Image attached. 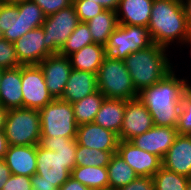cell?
<instances>
[{
  "instance_id": "cell-48",
  "label": "cell",
  "mask_w": 191,
  "mask_h": 190,
  "mask_svg": "<svg viewBox=\"0 0 191 190\" xmlns=\"http://www.w3.org/2000/svg\"><path fill=\"white\" fill-rule=\"evenodd\" d=\"M183 44H185V45L188 44L191 46V36Z\"/></svg>"
},
{
  "instance_id": "cell-50",
  "label": "cell",
  "mask_w": 191,
  "mask_h": 190,
  "mask_svg": "<svg viewBox=\"0 0 191 190\" xmlns=\"http://www.w3.org/2000/svg\"><path fill=\"white\" fill-rule=\"evenodd\" d=\"M2 74H3V69L0 68V83H1V79H2Z\"/></svg>"
},
{
  "instance_id": "cell-27",
  "label": "cell",
  "mask_w": 191,
  "mask_h": 190,
  "mask_svg": "<svg viewBox=\"0 0 191 190\" xmlns=\"http://www.w3.org/2000/svg\"><path fill=\"white\" fill-rule=\"evenodd\" d=\"M104 99L105 97L103 94L97 90L93 94L72 103L76 124L81 125L93 122L95 116L101 108Z\"/></svg>"
},
{
  "instance_id": "cell-19",
  "label": "cell",
  "mask_w": 191,
  "mask_h": 190,
  "mask_svg": "<svg viewBox=\"0 0 191 190\" xmlns=\"http://www.w3.org/2000/svg\"><path fill=\"white\" fill-rule=\"evenodd\" d=\"M97 90L96 74L72 68L61 100L72 104L93 94Z\"/></svg>"
},
{
  "instance_id": "cell-20",
  "label": "cell",
  "mask_w": 191,
  "mask_h": 190,
  "mask_svg": "<svg viewBox=\"0 0 191 190\" xmlns=\"http://www.w3.org/2000/svg\"><path fill=\"white\" fill-rule=\"evenodd\" d=\"M152 6L153 0H120L116 10L118 24L148 27Z\"/></svg>"
},
{
  "instance_id": "cell-12",
  "label": "cell",
  "mask_w": 191,
  "mask_h": 190,
  "mask_svg": "<svg viewBox=\"0 0 191 190\" xmlns=\"http://www.w3.org/2000/svg\"><path fill=\"white\" fill-rule=\"evenodd\" d=\"M38 65L43 70L50 95L53 99H61L72 69L69 57L51 54Z\"/></svg>"
},
{
  "instance_id": "cell-4",
  "label": "cell",
  "mask_w": 191,
  "mask_h": 190,
  "mask_svg": "<svg viewBox=\"0 0 191 190\" xmlns=\"http://www.w3.org/2000/svg\"><path fill=\"white\" fill-rule=\"evenodd\" d=\"M165 47L152 44L150 47L131 53L124 59L137 93L158 83L172 71Z\"/></svg>"
},
{
  "instance_id": "cell-31",
  "label": "cell",
  "mask_w": 191,
  "mask_h": 190,
  "mask_svg": "<svg viewBox=\"0 0 191 190\" xmlns=\"http://www.w3.org/2000/svg\"><path fill=\"white\" fill-rule=\"evenodd\" d=\"M16 5L18 7V16H21L25 24H30L34 29L42 27L46 16L35 2L27 0Z\"/></svg>"
},
{
  "instance_id": "cell-6",
  "label": "cell",
  "mask_w": 191,
  "mask_h": 190,
  "mask_svg": "<svg viewBox=\"0 0 191 190\" xmlns=\"http://www.w3.org/2000/svg\"><path fill=\"white\" fill-rule=\"evenodd\" d=\"M8 145H38L41 142L40 113L37 109H9L4 124Z\"/></svg>"
},
{
  "instance_id": "cell-23",
  "label": "cell",
  "mask_w": 191,
  "mask_h": 190,
  "mask_svg": "<svg viewBox=\"0 0 191 190\" xmlns=\"http://www.w3.org/2000/svg\"><path fill=\"white\" fill-rule=\"evenodd\" d=\"M106 56L104 46L93 43L71 54L69 59L73 69L88 71L97 75Z\"/></svg>"
},
{
  "instance_id": "cell-41",
  "label": "cell",
  "mask_w": 191,
  "mask_h": 190,
  "mask_svg": "<svg viewBox=\"0 0 191 190\" xmlns=\"http://www.w3.org/2000/svg\"><path fill=\"white\" fill-rule=\"evenodd\" d=\"M11 175V171L6 165L5 160L0 159V190H2L4 184Z\"/></svg>"
},
{
  "instance_id": "cell-7",
  "label": "cell",
  "mask_w": 191,
  "mask_h": 190,
  "mask_svg": "<svg viewBox=\"0 0 191 190\" xmlns=\"http://www.w3.org/2000/svg\"><path fill=\"white\" fill-rule=\"evenodd\" d=\"M39 113L41 137H77L78 125L70 102L53 99Z\"/></svg>"
},
{
  "instance_id": "cell-46",
  "label": "cell",
  "mask_w": 191,
  "mask_h": 190,
  "mask_svg": "<svg viewBox=\"0 0 191 190\" xmlns=\"http://www.w3.org/2000/svg\"><path fill=\"white\" fill-rule=\"evenodd\" d=\"M24 1H27V0H1V3L16 5V4L24 2Z\"/></svg>"
},
{
  "instance_id": "cell-28",
  "label": "cell",
  "mask_w": 191,
  "mask_h": 190,
  "mask_svg": "<svg viewBox=\"0 0 191 190\" xmlns=\"http://www.w3.org/2000/svg\"><path fill=\"white\" fill-rule=\"evenodd\" d=\"M114 153H116V151H103L94 148L90 149L77 143L75 165L107 167Z\"/></svg>"
},
{
  "instance_id": "cell-42",
  "label": "cell",
  "mask_w": 191,
  "mask_h": 190,
  "mask_svg": "<svg viewBox=\"0 0 191 190\" xmlns=\"http://www.w3.org/2000/svg\"><path fill=\"white\" fill-rule=\"evenodd\" d=\"M87 2L97 3L104 9L116 11L118 9L120 0H87Z\"/></svg>"
},
{
  "instance_id": "cell-40",
  "label": "cell",
  "mask_w": 191,
  "mask_h": 190,
  "mask_svg": "<svg viewBox=\"0 0 191 190\" xmlns=\"http://www.w3.org/2000/svg\"><path fill=\"white\" fill-rule=\"evenodd\" d=\"M59 190H92L70 177L60 188Z\"/></svg>"
},
{
  "instance_id": "cell-38",
  "label": "cell",
  "mask_w": 191,
  "mask_h": 190,
  "mask_svg": "<svg viewBox=\"0 0 191 190\" xmlns=\"http://www.w3.org/2000/svg\"><path fill=\"white\" fill-rule=\"evenodd\" d=\"M2 190H32L31 177L12 174Z\"/></svg>"
},
{
  "instance_id": "cell-25",
  "label": "cell",
  "mask_w": 191,
  "mask_h": 190,
  "mask_svg": "<svg viewBox=\"0 0 191 190\" xmlns=\"http://www.w3.org/2000/svg\"><path fill=\"white\" fill-rule=\"evenodd\" d=\"M71 177L92 190L109 189L107 167L75 166Z\"/></svg>"
},
{
  "instance_id": "cell-33",
  "label": "cell",
  "mask_w": 191,
  "mask_h": 190,
  "mask_svg": "<svg viewBox=\"0 0 191 190\" xmlns=\"http://www.w3.org/2000/svg\"><path fill=\"white\" fill-rule=\"evenodd\" d=\"M21 66L15 51L14 43L5 38L0 40V68L11 69Z\"/></svg>"
},
{
  "instance_id": "cell-2",
  "label": "cell",
  "mask_w": 191,
  "mask_h": 190,
  "mask_svg": "<svg viewBox=\"0 0 191 190\" xmlns=\"http://www.w3.org/2000/svg\"><path fill=\"white\" fill-rule=\"evenodd\" d=\"M174 72L138 93L155 126L176 128L179 122L182 96L191 85L187 79L177 78Z\"/></svg>"
},
{
  "instance_id": "cell-37",
  "label": "cell",
  "mask_w": 191,
  "mask_h": 190,
  "mask_svg": "<svg viewBox=\"0 0 191 190\" xmlns=\"http://www.w3.org/2000/svg\"><path fill=\"white\" fill-rule=\"evenodd\" d=\"M12 4H0V29L4 38L11 42Z\"/></svg>"
},
{
  "instance_id": "cell-18",
  "label": "cell",
  "mask_w": 191,
  "mask_h": 190,
  "mask_svg": "<svg viewBox=\"0 0 191 190\" xmlns=\"http://www.w3.org/2000/svg\"><path fill=\"white\" fill-rule=\"evenodd\" d=\"M4 160L11 174L32 177L37 169L36 145H9Z\"/></svg>"
},
{
  "instance_id": "cell-11",
  "label": "cell",
  "mask_w": 191,
  "mask_h": 190,
  "mask_svg": "<svg viewBox=\"0 0 191 190\" xmlns=\"http://www.w3.org/2000/svg\"><path fill=\"white\" fill-rule=\"evenodd\" d=\"M153 126L152 116L138 97L125 100L123 123L118 135L120 140L130 141L135 136L150 130Z\"/></svg>"
},
{
  "instance_id": "cell-47",
  "label": "cell",
  "mask_w": 191,
  "mask_h": 190,
  "mask_svg": "<svg viewBox=\"0 0 191 190\" xmlns=\"http://www.w3.org/2000/svg\"><path fill=\"white\" fill-rule=\"evenodd\" d=\"M186 190H191V177L188 178V181H187V189Z\"/></svg>"
},
{
  "instance_id": "cell-17",
  "label": "cell",
  "mask_w": 191,
  "mask_h": 190,
  "mask_svg": "<svg viewBox=\"0 0 191 190\" xmlns=\"http://www.w3.org/2000/svg\"><path fill=\"white\" fill-rule=\"evenodd\" d=\"M162 166L187 178L191 177V135H178L162 160Z\"/></svg>"
},
{
  "instance_id": "cell-10",
  "label": "cell",
  "mask_w": 191,
  "mask_h": 190,
  "mask_svg": "<svg viewBox=\"0 0 191 190\" xmlns=\"http://www.w3.org/2000/svg\"><path fill=\"white\" fill-rule=\"evenodd\" d=\"M21 85L23 108L40 110L53 100L39 65H21Z\"/></svg>"
},
{
  "instance_id": "cell-9",
  "label": "cell",
  "mask_w": 191,
  "mask_h": 190,
  "mask_svg": "<svg viewBox=\"0 0 191 190\" xmlns=\"http://www.w3.org/2000/svg\"><path fill=\"white\" fill-rule=\"evenodd\" d=\"M78 23V15L73 4L47 16L42 24L46 50L50 54H58Z\"/></svg>"
},
{
  "instance_id": "cell-15",
  "label": "cell",
  "mask_w": 191,
  "mask_h": 190,
  "mask_svg": "<svg viewBox=\"0 0 191 190\" xmlns=\"http://www.w3.org/2000/svg\"><path fill=\"white\" fill-rule=\"evenodd\" d=\"M178 135L176 128L154 125L145 133L132 138L130 142L136 147L152 153L163 160Z\"/></svg>"
},
{
  "instance_id": "cell-45",
  "label": "cell",
  "mask_w": 191,
  "mask_h": 190,
  "mask_svg": "<svg viewBox=\"0 0 191 190\" xmlns=\"http://www.w3.org/2000/svg\"><path fill=\"white\" fill-rule=\"evenodd\" d=\"M7 112H8V109L4 108L0 104V130H4V124L6 121Z\"/></svg>"
},
{
  "instance_id": "cell-14",
  "label": "cell",
  "mask_w": 191,
  "mask_h": 190,
  "mask_svg": "<svg viewBox=\"0 0 191 190\" xmlns=\"http://www.w3.org/2000/svg\"><path fill=\"white\" fill-rule=\"evenodd\" d=\"M45 36L42 27L25 33L14 42L18 61L21 65H38L51 55L45 48Z\"/></svg>"
},
{
  "instance_id": "cell-8",
  "label": "cell",
  "mask_w": 191,
  "mask_h": 190,
  "mask_svg": "<svg viewBox=\"0 0 191 190\" xmlns=\"http://www.w3.org/2000/svg\"><path fill=\"white\" fill-rule=\"evenodd\" d=\"M152 44L147 27L119 24L107 39L104 49L107 55L124 60L131 53L150 47Z\"/></svg>"
},
{
  "instance_id": "cell-1",
  "label": "cell",
  "mask_w": 191,
  "mask_h": 190,
  "mask_svg": "<svg viewBox=\"0 0 191 190\" xmlns=\"http://www.w3.org/2000/svg\"><path fill=\"white\" fill-rule=\"evenodd\" d=\"M76 137H41L36 145L37 169L32 189L59 190L71 177L75 165Z\"/></svg>"
},
{
  "instance_id": "cell-30",
  "label": "cell",
  "mask_w": 191,
  "mask_h": 190,
  "mask_svg": "<svg viewBox=\"0 0 191 190\" xmlns=\"http://www.w3.org/2000/svg\"><path fill=\"white\" fill-rule=\"evenodd\" d=\"M155 190H186L188 178L163 166L152 176Z\"/></svg>"
},
{
  "instance_id": "cell-49",
  "label": "cell",
  "mask_w": 191,
  "mask_h": 190,
  "mask_svg": "<svg viewBox=\"0 0 191 190\" xmlns=\"http://www.w3.org/2000/svg\"><path fill=\"white\" fill-rule=\"evenodd\" d=\"M3 38H4V33L0 29V40H2Z\"/></svg>"
},
{
  "instance_id": "cell-44",
  "label": "cell",
  "mask_w": 191,
  "mask_h": 190,
  "mask_svg": "<svg viewBox=\"0 0 191 190\" xmlns=\"http://www.w3.org/2000/svg\"><path fill=\"white\" fill-rule=\"evenodd\" d=\"M8 146L5 132L4 130H0V159H4Z\"/></svg>"
},
{
  "instance_id": "cell-3",
  "label": "cell",
  "mask_w": 191,
  "mask_h": 190,
  "mask_svg": "<svg viewBox=\"0 0 191 190\" xmlns=\"http://www.w3.org/2000/svg\"><path fill=\"white\" fill-rule=\"evenodd\" d=\"M147 28L153 43L165 48L177 40L183 44L191 36L182 3L178 0H153Z\"/></svg>"
},
{
  "instance_id": "cell-39",
  "label": "cell",
  "mask_w": 191,
  "mask_h": 190,
  "mask_svg": "<svg viewBox=\"0 0 191 190\" xmlns=\"http://www.w3.org/2000/svg\"><path fill=\"white\" fill-rule=\"evenodd\" d=\"M117 190H155V186L152 177L138 176L134 181Z\"/></svg>"
},
{
  "instance_id": "cell-26",
  "label": "cell",
  "mask_w": 191,
  "mask_h": 190,
  "mask_svg": "<svg viewBox=\"0 0 191 190\" xmlns=\"http://www.w3.org/2000/svg\"><path fill=\"white\" fill-rule=\"evenodd\" d=\"M109 189L117 190L134 181L138 175L117 153H114L107 165Z\"/></svg>"
},
{
  "instance_id": "cell-29",
  "label": "cell",
  "mask_w": 191,
  "mask_h": 190,
  "mask_svg": "<svg viewBox=\"0 0 191 190\" xmlns=\"http://www.w3.org/2000/svg\"><path fill=\"white\" fill-rule=\"evenodd\" d=\"M93 38L86 22H79L75 30L68 37L59 54L69 57L84 46L93 44Z\"/></svg>"
},
{
  "instance_id": "cell-43",
  "label": "cell",
  "mask_w": 191,
  "mask_h": 190,
  "mask_svg": "<svg viewBox=\"0 0 191 190\" xmlns=\"http://www.w3.org/2000/svg\"><path fill=\"white\" fill-rule=\"evenodd\" d=\"M187 25L191 30V0H181Z\"/></svg>"
},
{
  "instance_id": "cell-32",
  "label": "cell",
  "mask_w": 191,
  "mask_h": 190,
  "mask_svg": "<svg viewBox=\"0 0 191 190\" xmlns=\"http://www.w3.org/2000/svg\"><path fill=\"white\" fill-rule=\"evenodd\" d=\"M176 129L179 135H191V86L182 96L179 122Z\"/></svg>"
},
{
  "instance_id": "cell-35",
  "label": "cell",
  "mask_w": 191,
  "mask_h": 190,
  "mask_svg": "<svg viewBox=\"0 0 191 190\" xmlns=\"http://www.w3.org/2000/svg\"><path fill=\"white\" fill-rule=\"evenodd\" d=\"M34 28L30 24H25L18 16L17 5L12 4V24H11V43L17 41L21 36Z\"/></svg>"
},
{
  "instance_id": "cell-21",
  "label": "cell",
  "mask_w": 191,
  "mask_h": 190,
  "mask_svg": "<svg viewBox=\"0 0 191 190\" xmlns=\"http://www.w3.org/2000/svg\"><path fill=\"white\" fill-rule=\"evenodd\" d=\"M21 66L3 69L0 83V104L6 109L23 108Z\"/></svg>"
},
{
  "instance_id": "cell-16",
  "label": "cell",
  "mask_w": 191,
  "mask_h": 190,
  "mask_svg": "<svg viewBox=\"0 0 191 190\" xmlns=\"http://www.w3.org/2000/svg\"><path fill=\"white\" fill-rule=\"evenodd\" d=\"M76 140L83 147L103 151H117L120 141L118 134L94 122L78 125Z\"/></svg>"
},
{
  "instance_id": "cell-36",
  "label": "cell",
  "mask_w": 191,
  "mask_h": 190,
  "mask_svg": "<svg viewBox=\"0 0 191 190\" xmlns=\"http://www.w3.org/2000/svg\"><path fill=\"white\" fill-rule=\"evenodd\" d=\"M42 10L45 16H50L73 4V0H32Z\"/></svg>"
},
{
  "instance_id": "cell-34",
  "label": "cell",
  "mask_w": 191,
  "mask_h": 190,
  "mask_svg": "<svg viewBox=\"0 0 191 190\" xmlns=\"http://www.w3.org/2000/svg\"><path fill=\"white\" fill-rule=\"evenodd\" d=\"M73 5L79 22H88L105 10L101 5L87 2V0H73Z\"/></svg>"
},
{
  "instance_id": "cell-13",
  "label": "cell",
  "mask_w": 191,
  "mask_h": 190,
  "mask_svg": "<svg viewBox=\"0 0 191 190\" xmlns=\"http://www.w3.org/2000/svg\"><path fill=\"white\" fill-rule=\"evenodd\" d=\"M116 153L139 177H152L162 167V160L158 156L136 147L130 141L120 140Z\"/></svg>"
},
{
  "instance_id": "cell-5",
  "label": "cell",
  "mask_w": 191,
  "mask_h": 190,
  "mask_svg": "<svg viewBox=\"0 0 191 190\" xmlns=\"http://www.w3.org/2000/svg\"><path fill=\"white\" fill-rule=\"evenodd\" d=\"M98 90L105 98L130 100L138 97L123 60L107 55L97 72Z\"/></svg>"
},
{
  "instance_id": "cell-24",
  "label": "cell",
  "mask_w": 191,
  "mask_h": 190,
  "mask_svg": "<svg viewBox=\"0 0 191 190\" xmlns=\"http://www.w3.org/2000/svg\"><path fill=\"white\" fill-rule=\"evenodd\" d=\"M86 23L89 27L94 43L103 46L119 25L116 11L107 9Z\"/></svg>"
},
{
  "instance_id": "cell-22",
  "label": "cell",
  "mask_w": 191,
  "mask_h": 190,
  "mask_svg": "<svg viewBox=\"0 0 191 190\" xmlns=\"http://www.w3.org/2000/svg\"><path fill=\"white\" fill-rule=\"evenodd\" d=\"M124 111V99L105 98L93 122L119 135Z\"/></svg>"
}]
</instances>
